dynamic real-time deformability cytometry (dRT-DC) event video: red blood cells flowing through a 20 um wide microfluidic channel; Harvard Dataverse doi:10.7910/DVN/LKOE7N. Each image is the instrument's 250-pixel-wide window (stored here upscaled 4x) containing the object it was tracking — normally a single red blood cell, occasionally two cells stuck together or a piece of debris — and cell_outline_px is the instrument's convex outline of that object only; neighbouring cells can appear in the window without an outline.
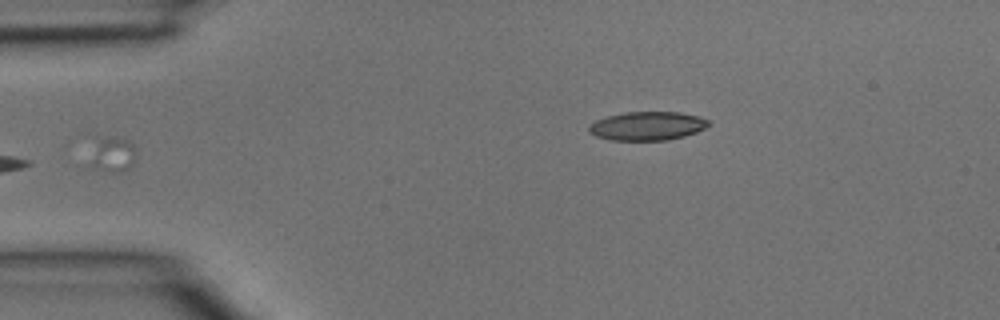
{"species": "common noctule bat (a hibernating species)", "species_latin": "Nyctalus noctula", "temperature_condition": "room temperature", "stored_images_in_passage": 5, "segment_of_instrument_passage": [1, 2], "camera_frame_rate_fps": 3000, "um_per_image_px": 0.085, "animal": {"sex": "male", "body_mass_g": 15.6}, "frame": {"image": 1, "passage_image": 3, "time_ms": 0.667, "image_size_px": [1000, 320], "cell_outline_px": [[136, 152], [132, 164], [128, 168], [120, 172], [112, 172], [80, 168], [96, 136], [116, 136], [128, 140], [132, 144]], "centroid_in_image_um": [9.32, 13.14], "position_along_channel_um": 75.7, "area_um2": 10.87}}